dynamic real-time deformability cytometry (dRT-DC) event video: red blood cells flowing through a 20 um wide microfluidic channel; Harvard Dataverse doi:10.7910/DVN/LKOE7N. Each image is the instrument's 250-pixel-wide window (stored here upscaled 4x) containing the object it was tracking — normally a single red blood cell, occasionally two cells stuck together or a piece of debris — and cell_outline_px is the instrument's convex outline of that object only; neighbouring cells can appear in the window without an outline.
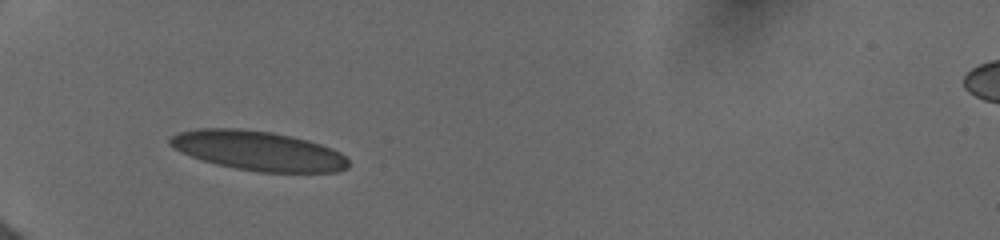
{"species": "human", "species_latin": "Homo sapiens", "temperature_condition": "cold", "stored_images_in_passage": 24, "camera_frame_rate_fps": 3000, "um_per_image_px": 0.085, "donor": {"sex": "female"}, "frame": {"image": 1, "passage_image": 6, "time_ms": 3.0, "image_size_px": [1000, 240], "cell_outline_px": [[348, 168], [336, 172], [260, 172], [236, 168], [216, 164], [192, 156], [168, 144], [168, 140], [172, 136], [180, 132], [196, 128], [240, 128], [272, 132], [292, 136], [308, 140], [332, 148], [340, 152], [348, 160]], "centroid_in_image_um": [21.97, 12.8], "position_along_channel_um": 63.0, "area_um2": 40.92}}
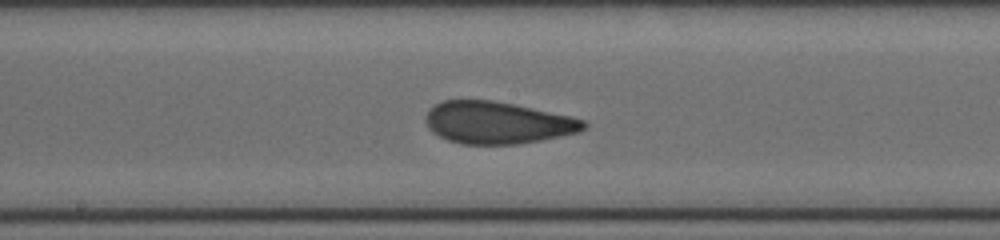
{"frame": {"image": 2, "passage_image": 15, "time_ms": 7.0, "image_size_px": [1000, 240], "cell_outline_px": [[588, 124], [580, 132], [540, 140], [516, 144], [460, 144], [448, 140], [432, 132], [428, 128], [424, 120], [428, 108], [444, 100], [492, 100], [572, 116], [584, 120]], "centroid_in_image_um": [42.25, 10.43], "position_along_channel_um": 205.9, "area_um2": 38.78}}
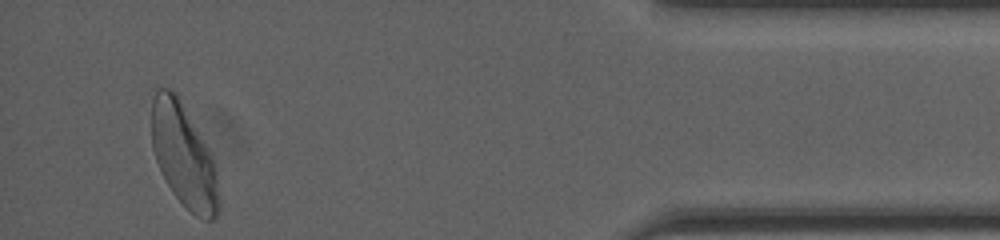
{"frame": {"image": 3, "passage_image": 24, "time_ms": 13.667, "image_size_px": [1000, 240], "cell_outline_px": [[220, 212], [216, 220], [204, 220], [196, 216], [172, 192], [156, 160], [152, 148], [152, 100], [156, 88], [168, 88], [176, 92], [212, 156], [216, 172], [220, 200]], "centroid_in_image_um": [15.63, 13.26], "position_along_channel_um": 419.6, "area_um2": 40.17}, "authors_computed_cell_mechanics": {"area_um2": 39.3329, "velocity_mm_per_s": 3.9271, "shape_relaxation_time_tau1_ms": 5.4492, "shape_relaxation_time_tau2_ms": 1.064, "deformation_change_tau1": 0.1582, "deformation_change_tau2": 0.083}}